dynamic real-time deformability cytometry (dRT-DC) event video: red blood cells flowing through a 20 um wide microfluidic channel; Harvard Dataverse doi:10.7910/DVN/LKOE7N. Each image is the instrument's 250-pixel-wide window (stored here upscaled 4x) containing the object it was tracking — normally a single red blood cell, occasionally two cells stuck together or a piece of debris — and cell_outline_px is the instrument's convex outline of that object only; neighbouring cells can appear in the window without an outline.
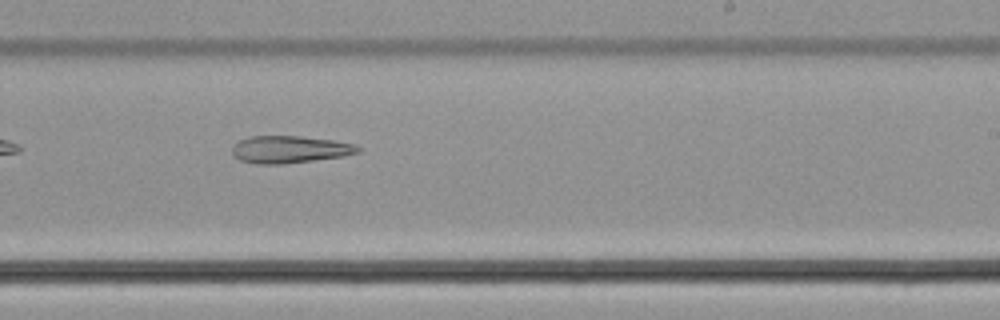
{"species": "common noctule bat (a hibernating species)", "species_latin": "Nyctalus noctula", "temperature_condition": "cold", "stored_images_in_passage": 37, "camera_frame_rate_fps": 3000, "um_per_image_px": 0.085, "animal": {"sex": "male", "body_mass_g": 21.5, "forearm_length_mm": 52.0}, "frame": {"image": 1, "passage_image": 16, "time_ms": 5.0, "image_size_px": [1000, 320], "cell_outline_px": [[360, 152], [344, 156], [284, 164], [256, 164], [240, 160], [232, 156], [232, 148], [240, 140], [248, 136], [300, 136], [332, 140], [356, 144], [360, 148]], "centroid_in_image_um": [24.62, 12.7], "position_along_channel_um": 264.4, "area_um2": 20.06}}